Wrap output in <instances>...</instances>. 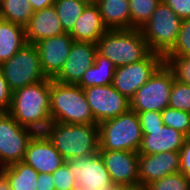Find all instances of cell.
I'll list each match as a JSON object with an SVG mask.
<instances>
[{"instance_id":"cell-29","label":"cell","mask_w":190,"mask_h":190,"mask_svg":"<svg viewBox=\"0 0 190 190\" xmlns=\"http://www.w3.org/2000/svg\"><path fill=\"white\" fill-rule=\"evenodd\" d=\"M146 187L148 190H190V178L178 172L154 181Z\"/></svg>"},{"instance_id":"cell-31","label":"cell","mask_w":190,"mask_h":190,"mask_svg":"<svg viewBox=\"0 0 190 190\" xmlns=\"http://www.w3.org/2000/svg\"><path fill=\"white\" fill-rule=\"evenodd\" d=\"M179 56H190V18L182 20L177 42L164 57Z\"/></svg>"},{"instance_id":"cell-6","label":"cell","mask_w":190,"mask_h":190,"mask_svg":"<svg viewBox=\"0 0 190 190\" xmlns=\"http://www.w3.org/2000/svg\"><path fill=\"white\" fill-rule=\"evenodd\" d=\"M182 19L163 1L140 28L151 52L165 56L176 44Z\"/></svg>"},{"instance_id":"cell-1","label":"cell","mask_w":190,"mask_h":190,"mask_svg":"<svg viewBox=\"0 0 190 190\" xmlns=\"http://www.w3.org/2000/svg\"><path fill=\"white\" fill-rule=\"evenodd\" d=\"M8 113L21 125L43 133L52 122L50 116V79L24 86L13 92Z\"/></svg>"},{"instance_id":"cell-26","label":"cell","mask_w":190,"mask_h":190,"mask_svg":"<svg viewBox=\"0 0 190 190\" xmlns=\"http://www.w3.org/2000/svg\"><path fill=\"white\" fill-rule=\"evenodd\" d=\"M88 4L81 0H56L58 18L65 33H70L77 18L82 14Z\"/></svg>"},{"instance_id":"cell-11","label":"cell","mask_w":190,"mask_h":190,"mask_svg":"<svg viewBox=\"0 0 190 190\" xmlns=\"http://www.w3.org/2000/svg\"><path fill=\"white\" fill-rule=\"evenodd\" d=\"M83 92L91 107L94 121L98 124L130 110V100L120 94L112 84L86 87Z\"/></svg>"},{"instance_id":"cell-22","label":"cell","mask_w":190,"mask_h":190,"mask_svg":"<svg viewBox=\"0 0 190 190\" xmlns=\"http://www.w3.org/2000/svg\"><path fill=\"white\" fill-rule=\"evenodd\" d=\"M26 44L25 27L0 18V65Z\"/></svg>"},{"instance_id":"cell-17","label":"cell","mask_w":190,"mask_h":190,"mask_svg":"<svg viewBox=\"0 0 190 190\" xmlns=\"http://www.w3.org/2000/svg\"><path fill=\"white\" fill-rule=\"evenodd\" d=\"M65 159L44 133H36L28 144L23 162L38 173L52 174L65 163Z\"/></svg>"},{"instance_id":"cell-8","label":"cell","mask_w":190,"mask_h":190,"mask_svg":"<svg viewBox=\"0 0 190 190\" xmlns=\"http://www.w3.org/2000/svg\"><path fill=\"white\" fill-rule=\"evenodd\" d=\"M175 75L164 62L130 99V109L135 112H162L169 105Z\"/></svg>"},{"instance_id":"cell-33","label":"cell","mask_w":190,"mask_h":190,"mask_svg":"<svg viewBox=\"0 0 190 190\" xmlns=\"http://www.w3.org/2000/svg\"><path fill=\"white\" fill-rule=\"evenodd\" d=\"M52 177L56 190H73L77 186L74 175L65 163L52 173Z\"/></svg>"},{"instance_id":"cell-41","label":"cell","mask_w":190,"mask_h":190,"mask_svg":"<svg viewBox=\"0 0 190 190\" xmlns=\"http://www.w3.org/2000/svg\"><path fill=\"white\" fill-rule=\"evenodd\" d=\"M98 190H124V187L121 186H103Z\"/></svg>"},{"instance_id":"cell-40","label":"cell","mask_w":190,"mask_h":190,"mask_svg":"<svg viewBox=\"0 0 190 190\" xmlns=\"http://www.w3.org/2000/svg\"><path fill=\"white\" fill-rule=\"evenodd\" d=\"M0 190H11L8 181L1 173H0Z\"/></svg>"},{"instance_id":"cell-28","label":"cell","mask_w":190,"mask_h":190,"mask_svg":"<svg viewBox=\"0 0 190 190\" xmlns=\"http://www.w3.org/2000/svg\"><path fill=\"white\" fill-rule=\"evenodd\" d=\"M164 125L190 137V113L179 109L165 108L161 112Z\"/></svg>"},{"instance_id":"cell-35","label":"cell","mask_w":190,"mask_h":190,"mask_svg":"<svg viewBox=\"0 0 190 190\" xmlns=\"http://www.w3.org/2000/svg\"><path fill=\"white\" fill-rule=\"evenodd\" d=\"M13 92L9 88L8 82L4 79L3 73L0 69V112H8Z\"/></svg>"},{"instance_id":"cell-24","label":"cell","mask_w":190,"mask_h":190,"mask_svg":"<svg viewBox=\"0 0 190 190\" xmlns=\"http://www.w3.org/2000/svg\"><path fill=\"white\" fill-rule=\"evenodd\" d=\"M115 69V65L108 58L97 52L94 64L86 70L77 85L82 89L92 86L111 85Z\"/></svg>"},{"instance_id":"cell-16","label":"cell","mask_w":190,"mask_h":190,"mask_svg":"<svg viewBox=\"0 0 190 190\" xmlns=\"http://www.w3.org/2000/svg\"><path fill=\"white\" fill-rule=\"evenodd\" d=\"M96 54V43L74 41L62 70L54 80L77 85L86 70L94 64Z\"/></svg>"},{"instance_id":"cell-12","label":"cell","mask_w":190,"mask_h":190,"mask_svg":"<svg viewBox=\"0 0 190 190\" xmlns=\"http://www.w3.org/2000/svg\"><path fill=\"white\" fill-rule=\"evenodd\" d=\"M98 153L115 186H139L138 153L121 150H99Z\"/></svg>"},{"instance_id":"cell-14","label":"cell","mask_w":190,"mask_h":190,"mask_svg":"<svg viewBox=\"0 0 190 190\" xmlns=\"http://www.w3.org/2000/svg\"><path fill=\"white\" fill-rule=\"evenodd\" d=\"M74 40L69 33L41 39L37 47L42 72L46 78L54 79L62 70L63 65L70 53Z\"/></svg>"},{"instance_id":"cell-15","label":"cell","mask_w":190,"mask_h":190,"mask_svg":"<svg viewBox=\"0 0 190 190\" xmlns=\"http://www.w3.org/2000/svg\"><path fill=\"white\" fill-rule=\"evenodd\" d=\"M179 171V151L138 154L139 186H147L154 181Z\"/></svg>"},{"instance_id":"cell-34","label":"cell","mask_w":190,"mask_h":190,"mask_svg":"<svg viewBox=\"0 0 190 190\" xmlns=\"http://www.w3.org/2000/svg\"><path fill=\"white\" fill-rule=\"evenodd\" d=\"M140 119L141 129H155L164 126L161 112L142 111L136 112Z\"/></svg>"},{"instance_id":"cell-10","label":"cell","mask_w":190,"mask_h":190,"mask_svg":"<svg viewBox=\"0 0 190 190\" xmlns=\"http://www.w3.org/2000/svg\"><path fill=\"white\" fill-rule=\"evenodd\" d=\"M163 63V55L150 52L139 62L117 67L112 85L120 94L130 100Z\"/></svg>"},{"instance_id":"cell-18","label":"cell","mask_w":190,"mask_h":190,"mask_svg":"<svg viewBox=\"0 0 190 190\" xmlns=\"http://www.w3.org/2000/svg\"><path fill=\"white\" fill-rule=\"evenodd\" d=\"M142 141L138 154H157L168 151H180L186 135L172 127L142 129Z\"/></svg>"},{"instance_id":"cell-23","label":"cell","mask_w":190,"mask_h":190,"mask_svg":"<svg viewBox=\"0 0 190 190\" xmlns=\"http://www.w3.org/2000/svg\"><path fill=\"white\" fill-rule=\"evenodd\" d=\"M0 173L8 181L11 190L37 189L39 173L23 161L0 168Z\"/></svg>"},{"instance_id":"cell-42","label":"cell","mask_w":190,"mask_h":190,"mask_svg":"<svg viewBox=\"0 0 190 190\" xmlns=\"http://www.w3.org/2000/svg\"><path fill=\"white\" fill-rule=\"evenodd\" d=\"M124 190H148L146 186L126 187Z\"/></svg>"},{"instance_id":"cell-13","label":"cell","mask_w":190,"mask_h":190,"mask_svg":"<svg viewBox=\"0 0 190 190\" xmlns=\"http://www.w3.org/2000/svg\"><path fill=\"white\" fill-rule=\"evenodd\" d=\"M78 186L98 190L103 186H115L99 153L65 161Z\"/></svg>"},{"instance_id":"cell-27","label":"cell","mask_w":190,"mask_h":190,"mask_svg":"<svg viewBox=\"0 0 190 190\" xmlns=\"http://www.w3.org/2000/svg\"><path fill=\"white\" fill-rule=\"evenodd\" d=\"M162 0H129L131 29H140L152 16Z\"/></svg>"},{"instance_id":"cell-20","label":"cell","mask_w":190,"mask_h":190,"mask_svg":"<svg viewBox=\"0 0 190 190\" xmlns=\"http://www.w3.org/2000/svg\"><path fill=\"white\" fill-rule=\"evenodd\" d=\"M107 30L98 7L95 4H88L69 34L74 41L97 43Z\"/></svg>"},{"instance_id":"cell-21","label":"cell","mask_w":190,"mask_h":190,"mask_svg":"<svg viewBox=\"0 0 190 190\" xmlns=\"http://www.w3.org/2000/svg\"><path fill=\"white\" fill-rule=\"evenodd\" d=\"M95 5L108 30L131 29L129 0H97Z\"/></svg>"},{"instance_id":"cell-38","label":"cell","mask_w":190,"mask_h":190,"mask_svg":"<svg viewBox=\"0 0 190 190\" xmlns=\"http://www.w3.org/2000/svg\"><path fill=\"white\" fill-rule=\"evenodd\" d=\"M36 190H56L52 174L39 173Z\"/></svg>"},{"instance_id":"cell-43","label":"cell","mask_w":190,"mask_h":190,"mask_svg":"<svg viewBox=\"0 0 190 190\" xmlns=\"http://www.w3.org/2000/svg\"><path fill=\"white\" fill-rule=\"evenodd\" d=\"M87 4H96L97 0H81Z\"/></svg>"},{"instance_id":"cell-3","label":"cell","mask_w":190,"mask_h":190,"mask_svg":"<svg viewBox=\"0 0 190 190\" xmlns=\"http://www.w3.org/2000/svg\"><path fill=\"white\" fill-rule=\"evenodd\" d=\"M50 116L52 122L65 124L93 123V113L83 89L50 79Z\"/></svg>"},{"instance_id":"cell-7","label":"cell","mask_w":190,"mask_h":190,"mask_svg":"<svg viewBox=\"0 0 190 190\" xmlns=\"http://www.w3.org/2000/svg\"><path fill=\"white\" fill-rule=\"evenodd\" d=\"M0 69L12 92L47 79L42 72L40 56L35 44L27 43L2 63Z\"/></svg>"},{"instance_id":"cell-32","label":"cell","mask_w":190,"mask_h":190,"mask_svg":"<svg viewBox=\"0 0 190 190\" xmlns=\"http://www.w3.org/2000/svg\"><path fill=\"white\" fill-rule=\"evenodd\" d=\"M164 62L172 69L177 81L190 85V56L164 57Z\"/></svg>"},{"instance_id":"cell-5","label":"cell","mask_w":190,"mask_h":190,"mask_svg":"<svg viewBox=\"0 0 190 190\" xmlns=\"http://www.w3.org/2000/svg\"><path fill=\"white\" fill-rule=\"evenodd\" d=\"M99 150H121L138 153L142 141V129L138 114L128 112L98 124Z\"/></svg>"},{"instance_id":"cell-39","label":"cell","mask_w":190,"mask_h":190,"mask_svg":"<svg viewBox=\"0 0 190 190\" xmlns=\"http://www.w3.org/2000/svg\"><path fill=\"white\" fill-rule=\"evenodd\" d=\"M34 11L54 6L56 0H28Z\"/></svg>"},{"instance_id":"cell-36","label":"cell","mask_w":190,"mask_h":190,"mask_svg":"<svg viewBox=\"0 0 190 190\" xmlns=\"http://www.w3.org/2000/svg\"><path fill=\"white\" fill-rule=\"evenodd\" d=\"M182 20L190 18V0H162Z\"/></svg>"},{"instance_id":"cell-37","label":"cell","mask_w":190,"mask_h":190,"mask_svg":"<svg viewBox=\"0 0 190 190\" xmlns=\"http://www.w3.org/2000/svg\"><path fill=\"white\" fill-rule=\"evenodd\" d=\"M180 171L190 178V137H187L184 145L180 148Z\"/></svg>"},{"instance_id":"cell-25","label":"cell","mask_w":190,"mask_h":190,"mask_svg":"<svg viewBox=\"0 0 190 190\" xmlns=\"http://www.w3.org/2000/svg\"><path fill=\"white\" fill-rule=\"evenodd\" d=\"M34 9L28 0H2L0 3V18L25 27Z\"/></svg>"},{"instance_id":"cell-19","label":"cell","mask_w":190,"mask_h":190,"mask_svg":"<svg viewBox=\"0 0 190 190\" xmlns=\"http://www.w3.org/2000/svg\"><path fill=\"white\" fill-rule=\"evenodd\" d=\"M26 41L36 44L41 39L61 35L64 32L54 6L37 10L25 26Z\"/></svg>"},{"instance_id":"cell-30","label":"cell","mask_w":190,"mask_h":190,"mask_svg":"<svg viewBox=\"0 0 190 190\" xmlns=\"http://www.w3.org/2000/svg\"><path fill=\"white\" fill-rule=\"evenodd\" d=\"M168 107L190 113V85L174 79Z\"/></svg>"},{"instance_id":"cell-44","label":"cell","mask_w":190,"mask_h":190,"mask_svg":"<svg viewBox=\"0 0 190 190\" xmlns=\"http://www.w3.org/2000/svg\"><path fill=\"white\" fill-rule=\"evenodd\" d=\"M73 190H87L85 187L76 186Z\"/></svg>"},{"instance_id":"cell-4","label":"cell","mask_w":190,"mask_h":190,"mask_svg":"<svg viewBox=\"0 0 190 190\" xmlns=\"http://www.w3.org/2000/svg\"><path fill=\"white\" fill-rule=\"evenodd\" d=\"M96 45L116 68L139 62L151 52L140 29L107 30Z\"/></svg>"},{"instance_id":"cell-9","label":"cell","mask_w":190,"mask_h":190,"mask_svg":"<svg viewBox=\"0 0 190 190\" xmlns=\"http://www.w3.org/2000/svg\"><path fill=\"white\" fill-rule=\"evenodd\" d=\"M35 134L32 129L21 126L8 112H0V168L22 162Z\"/></svg>"},{"instance_id":"cell-2","label":"cell","mask_w":190,"mask_h":190,"mask_svg":"<svg viewBox=\"0 0 190 190\" xmlns=\"http://www.w3.org/2000/svg\"><path fill=\"white\" fill-rule=\"evenodd\" d=\"M43 133L66 161L85 155H95L100 149L97 122L89 124L51 122Z\"/></svg>"}]
</instances>
